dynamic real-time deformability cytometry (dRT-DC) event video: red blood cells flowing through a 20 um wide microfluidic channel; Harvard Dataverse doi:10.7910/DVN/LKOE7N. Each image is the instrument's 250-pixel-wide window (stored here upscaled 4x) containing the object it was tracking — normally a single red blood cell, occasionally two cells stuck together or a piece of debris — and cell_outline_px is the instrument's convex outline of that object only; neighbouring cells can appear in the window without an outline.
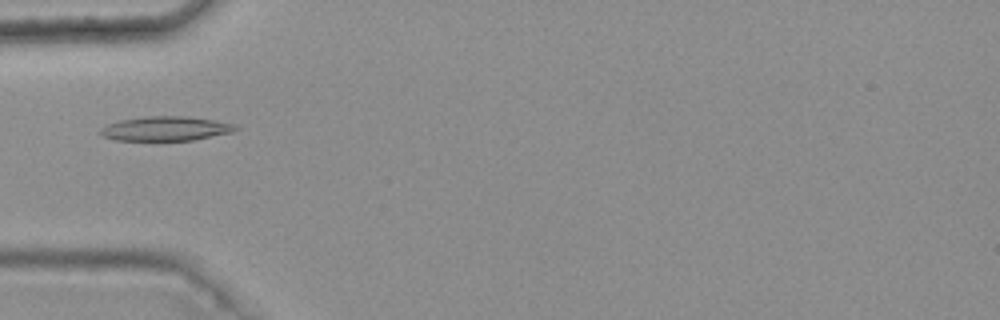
{"species": "common noctule bat (a hibernating species)", "species_latin": "Nyctalus noctula", "temperature_condition": "warm", "stored_images_in_passage": 5, "camera_frame_rate_fps": 3000, "um_per_image_px": 0.085, "animal": {"sex": "female", "body_mass_g": 25.1}, "frame": {"image": 1, "passage_image": 5, "time_ms": 1.333, "image_size_px": [1000, 320], "cell_outline_px": [[240, 128], [232, 132], [192, 140], [116, 140], [100, 136], [96, 132], [100, 128], [108, 124], [120, 120], [144, 116], [184, 116], [212, 120], [236, 124]], "centroid_in_image_um": [14.03, 10.93], "position_along_channel_um": 71.0, "area_um2": 19.25}}